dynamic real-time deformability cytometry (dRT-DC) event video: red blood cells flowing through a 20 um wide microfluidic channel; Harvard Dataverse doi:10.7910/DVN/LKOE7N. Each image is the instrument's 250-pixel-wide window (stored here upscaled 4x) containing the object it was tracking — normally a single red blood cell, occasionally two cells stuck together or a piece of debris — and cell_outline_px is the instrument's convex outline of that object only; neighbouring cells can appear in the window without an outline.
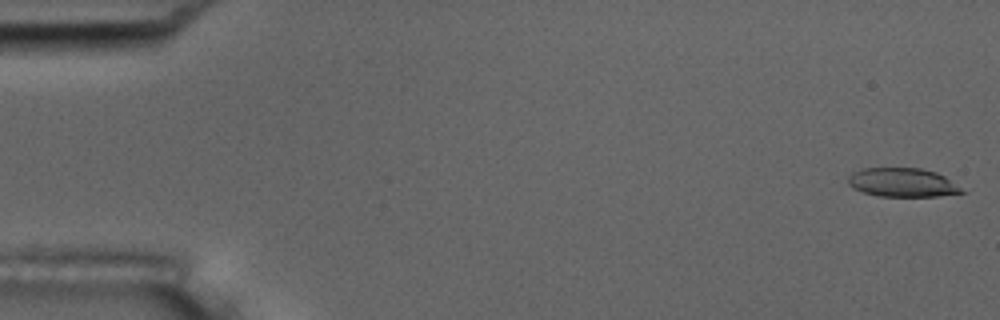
{"species": "common noctule bat (a hibernating species)", "species_latin": "Nyctalus noctula", "temperature_condition": "room temperature", "stored_images_in_passage": 55, "camera_frame_rate_fps": 3000, "um_per_image_px": 0.085, "animal": {"sex": "male", "body_mass_g": 17.5, "forearm_length_mm": 52.3}, "frame": {"image": 1, "passage_image": 1, "time_ms": 0.0, "image_size_px": [1000, 320], "cell_outline_px": [[968, 192], [936, 196], [876, 196], [852, 188], [848, 184], [848, 176], [852, 172], [864, 168], [920, 168], [936, 172], [944, 176]], "centroid_in_image_um": [76.7, 15.51], "position_along_channel_um": 8.3, "area_um2": 19.13}}
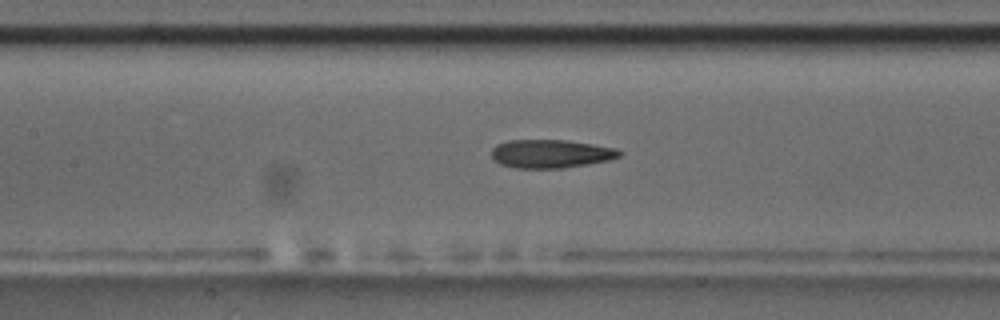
{"frame": {"image": 2, "passage_image": 25, "time_ms": 8.0, "image_size_px": [1000, 320], "cell_outline_px": [[624, 152], [620, 156], [608, 160], [588, 164], [564, 168], [516, 168], [500, 164], [492, 160], [492, 148], [496, 144], [508, 140], [564, 140], [592, 144], [616, 148]], "centroid_in_image_um": [46.8, 13.07], "position_along_channel_um": 160.6, "area_um2": 21.27}}
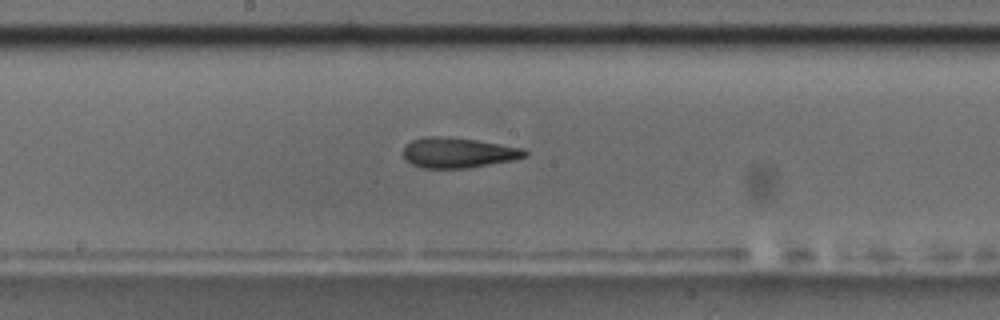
{"frame": {"image": 3, "passage_image": 29, "time_ms": 9.333, "image_size_px": [1000, 320], "cell_outline_px": [[528, 156], [512, 160], [468, 168], [424, 168], [412, 164], [404, 156], [404, 148], [412, 140], [424, 136], [444, 136], [476, 140], [524, 148], [528, 152]], "centroid_in_image_um": [38.97, 12.97], "position_along_channel_um": 209.2, "area_um2": 21.33}, "authors_computed_cell_mechanics": {"area_um2": 21.3282, "velocity_mm_per_s": 3.6821, "shape_relaxation_time_tau1_ms": null, "shape_relaxation_time_tau2_ms": 3.0633, "deformation_change_tau1": null, "deformation_change_tau2": 0.1339}}